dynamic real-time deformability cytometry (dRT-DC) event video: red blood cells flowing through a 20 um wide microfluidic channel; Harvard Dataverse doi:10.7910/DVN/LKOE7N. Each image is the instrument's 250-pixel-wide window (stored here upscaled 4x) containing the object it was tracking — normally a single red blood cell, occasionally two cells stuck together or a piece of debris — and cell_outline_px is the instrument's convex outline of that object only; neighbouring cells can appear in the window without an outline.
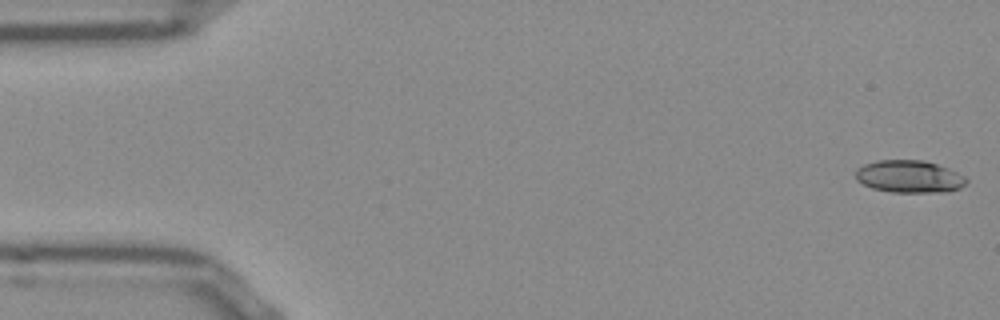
{"species": "Egyptian fruit bat (a non-hibernating species)", "species_latin": "Rousettus aegyptiacus", "temperature_condition": "room temperature", "stored_images_in_passage": 12, "camera_frame_rate_fps": 3000, "um_per_image_px": 0.085, "frame": {"image": 1, "passage_image": 1, "time_ms": 0.0, "image_size_px": [1000, 320], "cell_outline_px": [[968, 180], [960, 188], [948, 192], [892, 192], [872, 188], [856, 180], [856, 172], [864, 164], [876, 160], [924, 160], [936, 164], [956, 172], [964, 176]], "centroid_in_image_um": [77.29, 15.01], "position_along_channel_um": 7.7, "area_um2": 20.75}}